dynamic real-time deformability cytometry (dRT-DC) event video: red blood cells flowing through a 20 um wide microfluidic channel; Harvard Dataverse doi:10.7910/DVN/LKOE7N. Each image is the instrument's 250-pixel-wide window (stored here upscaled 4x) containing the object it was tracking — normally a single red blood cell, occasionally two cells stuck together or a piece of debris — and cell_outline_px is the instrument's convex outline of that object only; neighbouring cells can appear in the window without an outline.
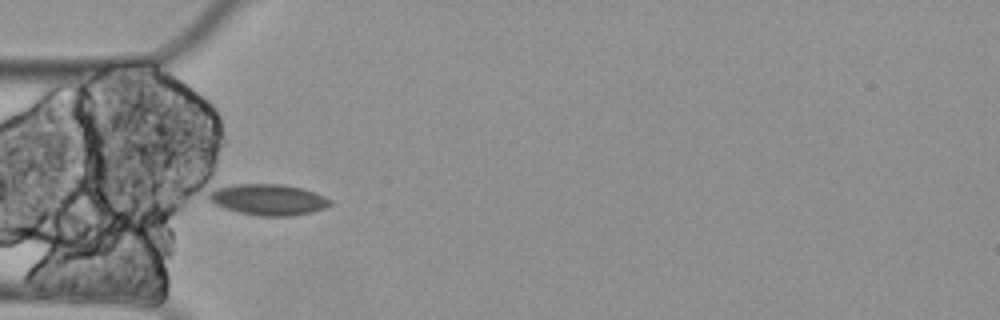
{"species": "Egyptian fruit bat (a non-hibernating species)", "species_latin": "Rousettus aegyptiacus", "temperature_condition": "cold", "stored_images_in_passage": 2, "camera_frame_rate_fps": 3000, "um_per_image_px": 0.085, "animal": {"sex": "female"}, "frame": {"image": 1, "passage_image": 1, "time_ms": 0.0, "image_size_px": [1000, 320], "cell_outline_px": [[332, 204], [324, 208], [312, 212], [292, 216], [256, 216], [224, 208], [208, 200], [200, 180], [204, 176], [280, 184], [300, 188], [324, 196], [332, 200]], "centroid_in_image_um": [22.28, 16.79], "position_along_channel_um": 62.7, "area_um2": 25.2}}
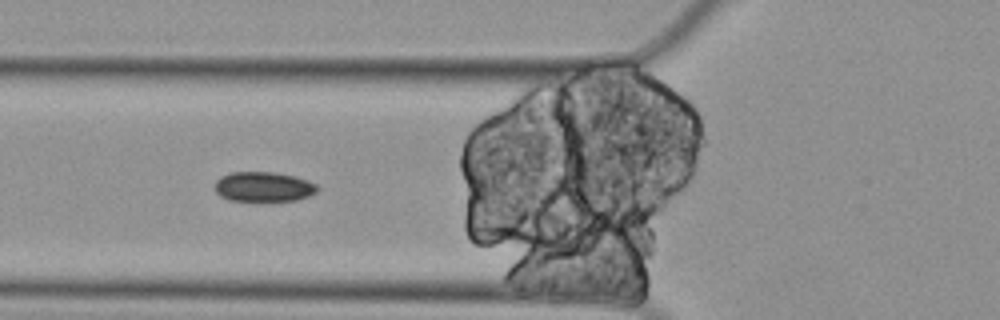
{"frame": {"image": 2, "passage_image": 2, "time_ms": 0.333, "image_size_px": [1000, 320], "cell_outline_px": [[320, 188], [316, 192], [308, 196], [296, 200], [228, 200], [220, 196], [216, 192], [216, 180], [220, 176], [232, 172], [276, 172], [296, 176], [308, 180], [316, 184]], "centroid_in_image_um": [22.42, 15.86], "position_along_channel_um": 103.4, "area_um2": 17.8}}